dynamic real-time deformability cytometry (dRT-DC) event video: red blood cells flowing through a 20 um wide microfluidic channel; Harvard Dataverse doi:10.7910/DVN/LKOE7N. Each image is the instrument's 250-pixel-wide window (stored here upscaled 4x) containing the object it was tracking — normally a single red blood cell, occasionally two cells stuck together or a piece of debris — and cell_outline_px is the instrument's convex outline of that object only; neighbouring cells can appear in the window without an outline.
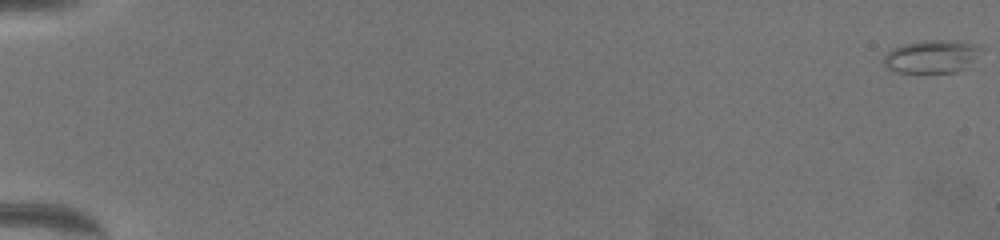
{"species": "common noctule bat (a hibernating species)", "species_latin": "Nyctalus noctula", "temperature_condition": "warm", "stored_images_in_passage": 66, "camera_frame_rate_fps": 3000, "um_per_image_px": 0.085, "animal": {"sex": "female", "body_mass_g": 19.5, "forearm_length_mm": 54.1}, "frame": {"image": 1, "passage_image": 1, "time_ms": 0.0, "image_size_px": [1000, 240], "cell_outline_px": [[984, 48], [964, 68], [956, 72], [924, 76], [892, 72], [884, 68], [884, 56], [892, 48], [904, 44], [924, 40], [956, 40], [976, 44]], "centroid_in_image_um": [79.13, 4.86], "position_along_channel_um": 5.9, "area_um2": 19.65}}
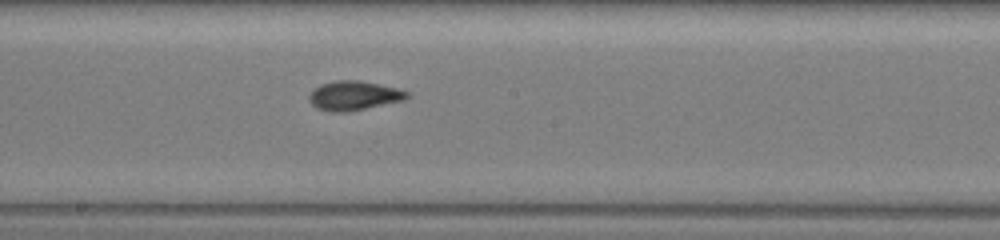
{"frame": {"image": 2, "passage_image": 39, "time_ms": 12.667, "image_size_px": [1000, 240], "cell_outline_px": [[412, 96], [404, 100], [348, 112], [332, 112], [316, 108], [312, 104], [308, 96], [320, 84], [336, 80], [360, 80], [380, 84], [396, 88], [408, 92]], "centroid_in_image_um": [30.1, 8.13], "position_along_channel_um": 218.1, "area_um2": 16.7}}
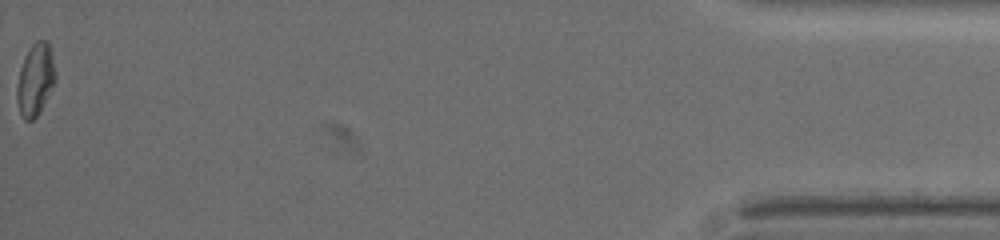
{"frame": {"image": 3, "passage_image": 66, "time_ms": 21.667, "image_size_px": [1000, 240], "cell_outline_px": [[56, 80], [40, 112], [32, 120], [24, 120], [20, 116], [16, 100], [16, 88], [20, 68], [32, 44], [36, 40], [48, 40], [56, 72]], "centroid_in_image_um": [3.0, 6.8], "position_along_channel_um": 432.2, "area_um2": 16.24}, "authors_computed_cell_mechanics": {"area_um2": 16.3574, "velocity_mm_per_s": 3.3611, "shape_relaxation_time_tau1_ms": 8.7809, "shape_relaxation_time_tau2_ms": 1.9026, "deformation_change_tau1": 0.1766, "deformation_change_tau2": 0.076}}